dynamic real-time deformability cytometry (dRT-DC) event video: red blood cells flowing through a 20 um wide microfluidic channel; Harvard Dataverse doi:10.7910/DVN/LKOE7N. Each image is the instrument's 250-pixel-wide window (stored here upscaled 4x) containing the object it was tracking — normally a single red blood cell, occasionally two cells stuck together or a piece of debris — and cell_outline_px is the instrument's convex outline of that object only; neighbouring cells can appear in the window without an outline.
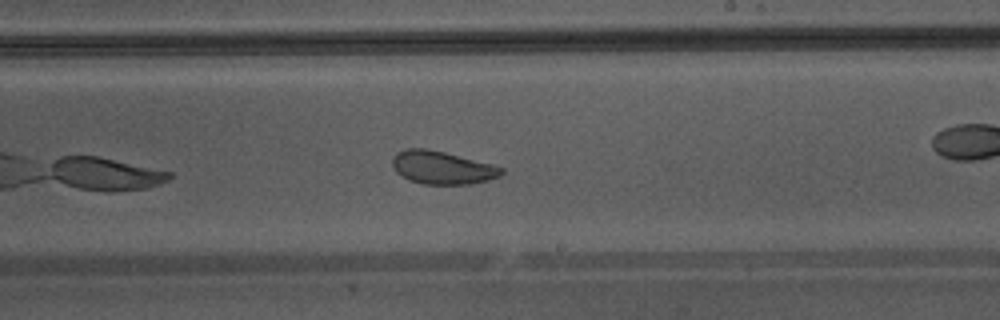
{"species": "Egyptian fruit bat (a non-hibernating species)", "species_latin": "Rousettus aegyptiacus", "temperature_condition": "warm", "stored_images_in_passage": 34, "camera_frame_rate_fps": 3000, "um_per_image_px": 0.085, "animal": {"sex": "male"}, "frame": {"image": 1, "passage_image": 15, "time_ms": 4.667, "image_size_px": [1000, 320], "cell_outline_px": [[504, 172], [500, 176], [488, 180], [472, 184], [424, 184], [408, 180], [396, 172], [392, 168], [392, 160], [396, 152], [408, 148], [428, 148], [492, 164], [504, 168]], "centroid_in_image_um": [37.57, 14.25], "position_along_channel_um": 251.4, "area_um2": 21.1}, "authors_computed_cell_mechanics": {"area_um2": 22.3686, "velocity_mm_per_s": 4.3383, "shape_relaxation_time_tau1_ms": 3.767, "shape_relaxation_time_tau2_ms": 1.2741, "deformation_change_tau1": 0.1057, "deformation_change_tau2": 0.0711}}